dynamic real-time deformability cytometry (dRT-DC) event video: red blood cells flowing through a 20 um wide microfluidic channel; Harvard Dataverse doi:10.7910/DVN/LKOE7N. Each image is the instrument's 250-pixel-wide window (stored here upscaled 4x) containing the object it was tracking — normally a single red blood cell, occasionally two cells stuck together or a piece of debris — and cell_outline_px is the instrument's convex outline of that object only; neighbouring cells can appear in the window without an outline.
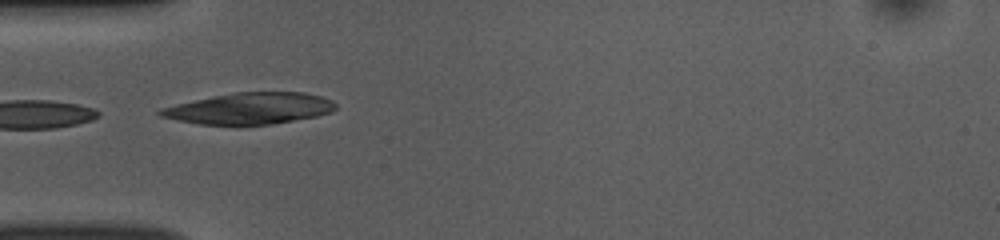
{"species": "common noctule bat (a hibernating species)", "species_latin": "Nyctalus noctula", "temperature_condition": "room temperature", "stored_images_in_passage": 18, "camera_frame_rate_fps": 3000, "um_per_image_px": 0.085, "animal": {"sex": "female", "body_mass_g": 10.0, "forearm_length_mm": 53.1}, "frame": {"image": 1, "passage_image": 1, "time_ms": 0.0, "image_size_px": [1000, 240], "cell_outline_px": [[336, 108], [332, 112], [316, 116], [272, 124], [200, 124], [176, 120], [160, 116], [156, 112], [160, 108], [176, 104], [212, 96], [236, 92], [304, 92], [320, 96], [332, 100], [336, 104]], "centroid_in_image_um": [21.22, 9.21], "position_along_channel_um": 63.8, "area_um2": 31.85}}